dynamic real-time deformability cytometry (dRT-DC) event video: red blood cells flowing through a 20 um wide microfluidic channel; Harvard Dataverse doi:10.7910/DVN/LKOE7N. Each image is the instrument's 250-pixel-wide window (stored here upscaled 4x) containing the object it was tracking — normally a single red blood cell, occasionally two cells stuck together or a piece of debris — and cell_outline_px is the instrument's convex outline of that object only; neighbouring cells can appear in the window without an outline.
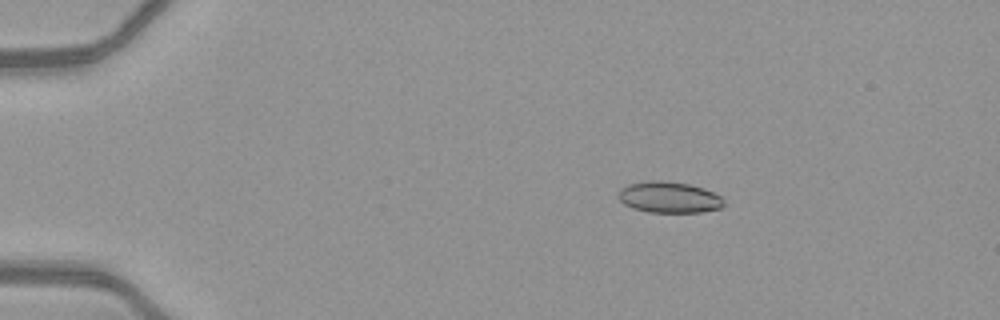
{"species": "common noctule bat (a hibernating species)", "species_latin": "Nyctalus noctula", "temperature_condition": "warm", "stored_images_in_passage": 46, "camera_frame_rate_fps": 3000, "um_per_image_px": 0.085, "animal": {"sex": "female", "body_mass_g": 21.9}, "frame": {"image": 1, "passage_image": 5, "time_ms": 1.333, "image_size_px": [1000, 320], "cell_outline_px": [[724, 204], [720, 208], [700, 212], [648, 212], [632, 208], [624, 204], [620, 200], [620, 188], [628, 184], [648, 180], [664, 180], [688, 184], [704, 188], [720, 196], [724, 200]], "centroid_in_image_um": [56.86, 16.76], "position_along_channel_um": 28.1, "area_um2": 19.13}}
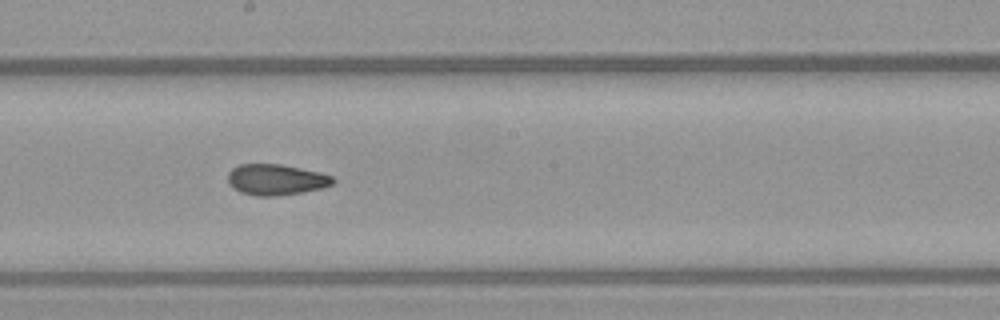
{"frame": {"image": 2, "passage_image": 25, "time_ms": 8.0, "image_size_px": [1000, 320], "cell_outline_px": [[336, 180], [332, 184], [324, 188], [276, 196], [256, 196], [240, 192], [232, 188], [228, 184], [228, 172], [232, 168], [240, 164], [280, 164], [320, 172], [332, 176]], "centroid_in_image_um": [23.44, 15.27], "position_along_channel_um": 224.8, "area_um2": 19.02}}
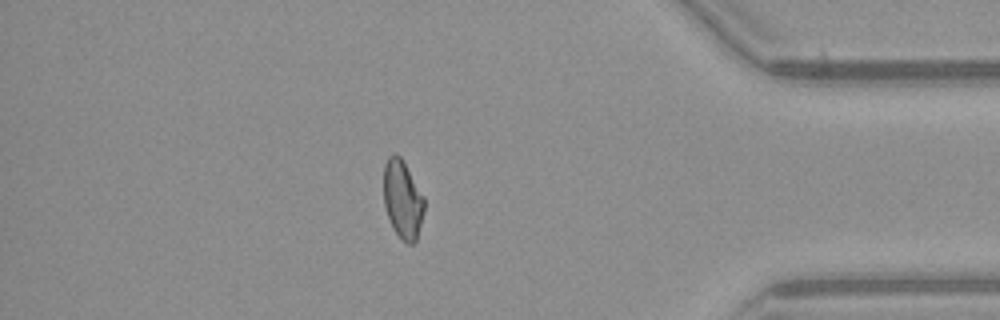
{"frame": {"image": 3, "passage_image": 40, "time_ms": 13.0, "image_size_px": [1000, 320], "cell_outline_px": [[424, 212], [416, 240], [412, 244], [408, 244], [392, 228], [384, 204], [384, 164], [388, 156], [396, 152], [404, 160], [424, 196]], "centroid_in_image_um": [34.22, 16.89], "position_along_channel_um": 401.0, "area_um2": 18.61}, "authors_computed_cell_mechanics": {"area_um2": 19.1318, "velocity_mm_per_s": 4.1533, "shape_relaxation_time_tau1_ms": null, "shape_relaxation_time_tau2_ms": 1.8044, "deformation_change_tau1": null, "deformation_change_tau2": 0.073}}